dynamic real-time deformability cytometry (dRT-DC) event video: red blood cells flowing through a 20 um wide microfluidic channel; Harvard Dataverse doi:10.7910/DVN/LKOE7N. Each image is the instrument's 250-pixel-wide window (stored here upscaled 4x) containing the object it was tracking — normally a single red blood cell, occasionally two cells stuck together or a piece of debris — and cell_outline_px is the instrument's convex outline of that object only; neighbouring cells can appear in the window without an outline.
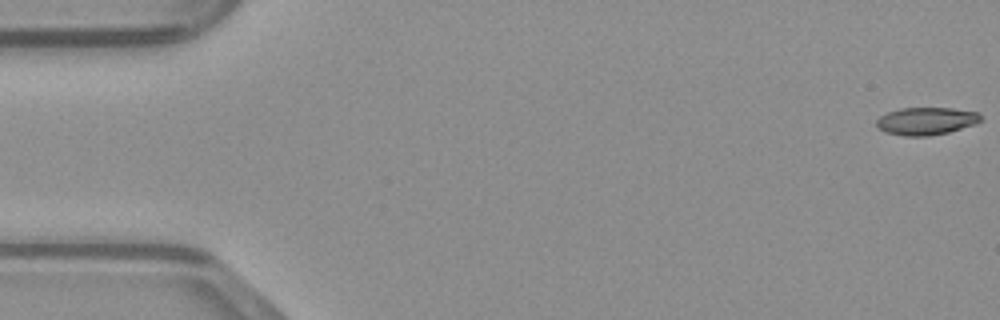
{"species": "common noctule bat (a hibernating species)", "species_latin": "Nyctalus noctula", "temperature_condition": "warm", "stored_images_in_passage": 49, "camera_frame_rate_fps": 3000, "um_per_image_px": 0.085, "animal": {"sex": "male", "body_mass_g": 23.1, "forearm_length_mm": 52.7}, "frame": {"image": 1, "passage_image": 1, "time_ms": 0.0, "image_size_px": [1000, 320], "cell_outline_px": [[984, 120], [976, 124], [948, 132], [928, 136], [904, 136], [884, 132], [876, 124], [876, 120], [880, 116], [888, 112], [900, 108], [952, 108], [976, 112]], "centroid_in_image_um": [78.73, 10.29], "position_along_channel_um": 6.3, "area_um2": 16.76}}
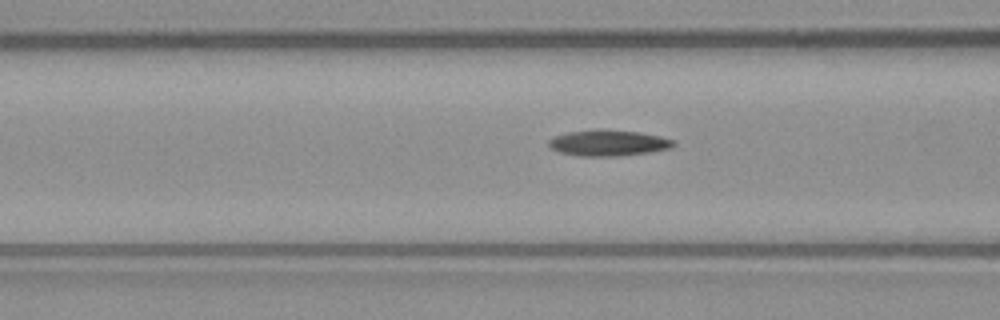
{"frame": {"image": 2, "passage_image": 19, "time_ms": 6.0, "image_size_px": [1000, 320], "cell_outline_px": [[676, 144], [672, 148], [652, 152], [616, 156], [580, 156], [560, 152], [552, 148], [548, 144], [548, 140], [552, 136], [568, 132], [596, 128], [604, 128], [640, 132], [660, 136], [672, 140]], "centroid_in_image_um": [51.7, 12.13], "position_along_channel_um": 114.9, "area_um2": 19.25}}
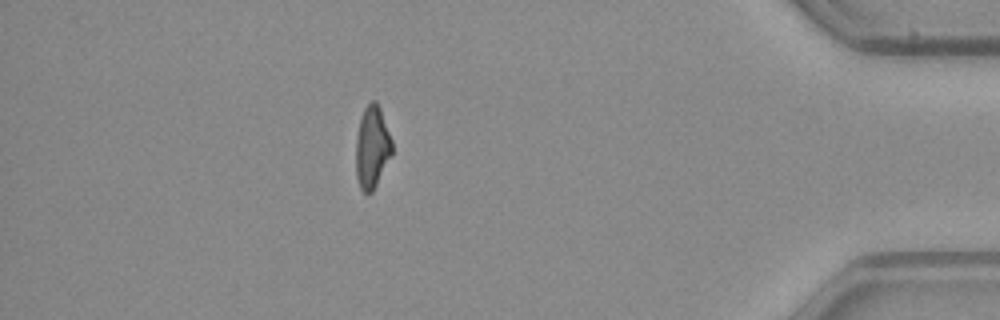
{"frame": {"image": 3, "passage_image": 43, "time_ms": 14.0, "image_size_px": [1000, 320], "cell_outline_px": [[392, 156], [372, 192], [364, 192], [360, 188], [356, 176], [356, 136], [360, 116], [364, 108], [372, 100], [376, 100], [380, 108], [392, 140]], "centroid_in_image_um": [31.62, 12.5], "position_along_channel_um": 403.6, "area_um2": 17.46}}